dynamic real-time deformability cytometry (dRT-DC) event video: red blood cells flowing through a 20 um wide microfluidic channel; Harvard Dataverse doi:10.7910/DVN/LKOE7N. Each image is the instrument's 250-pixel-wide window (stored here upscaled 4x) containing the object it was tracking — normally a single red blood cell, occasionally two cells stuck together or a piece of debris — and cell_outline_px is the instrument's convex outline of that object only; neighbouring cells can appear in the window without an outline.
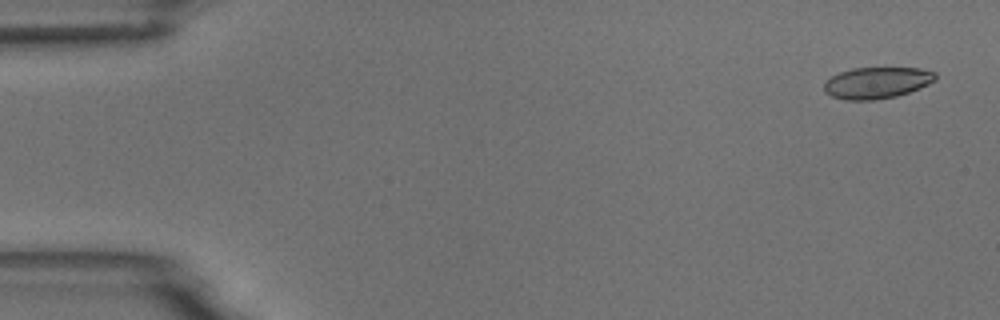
{"species": "common noctule bat (a hibernating species)", "species_latin": "Nyctalus noctula", "temperature_condition": "room temperature", "stored_images_in_passage": 8, "camera_frame_rate_fps": 3000, "um_per_image_px": 0.085, "animal": {"sex": "male", "body_mass_g": 18.8}, "frame": {"image": 1, "passage_image": 1, "time_ms": 0.0, "image_size_px": [1000, 320], "cell_outline_px": [[936, 80], [920, 88], [896, 96], [872, 100], [844, 100], [832, 96], [824, 92], [824, 84], [832, 76], [840, 72], [852, 68], [920, 68], [936, 72]], "centroid_in_image_um": [74.54, 7.03], "position_along_channel_um": 10.5, "area_um2": 20.35}}
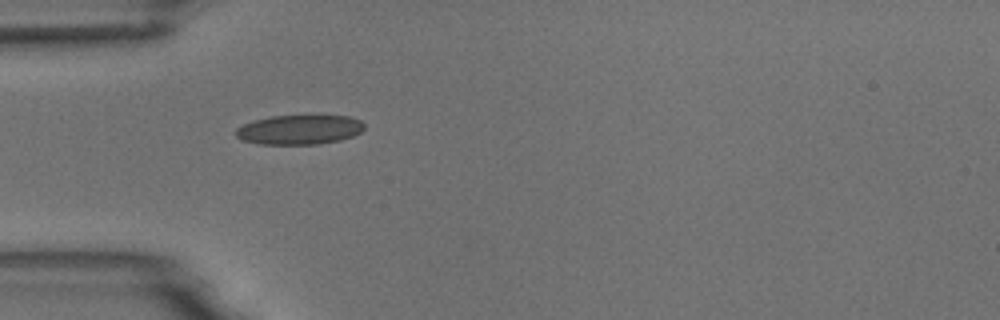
{"frame": {"image": 2, "passage_image": 5, "time_ms": 4.667, "image_size_px": [1000, 320], "cell_outline_px": [[364, 128], [360, 132], [352, 136], [340, 140], [320, 144], [260, 144], [240, 140], [236, 136], [236, 128], [244, 124], [256, 120], [272, 116], [348, 116], [360, 120], [364, 124]], "centroid_in_image_um": [25.44, 11.03], "position_along_channel_um": 59.6, "area_um2": 21.96}}